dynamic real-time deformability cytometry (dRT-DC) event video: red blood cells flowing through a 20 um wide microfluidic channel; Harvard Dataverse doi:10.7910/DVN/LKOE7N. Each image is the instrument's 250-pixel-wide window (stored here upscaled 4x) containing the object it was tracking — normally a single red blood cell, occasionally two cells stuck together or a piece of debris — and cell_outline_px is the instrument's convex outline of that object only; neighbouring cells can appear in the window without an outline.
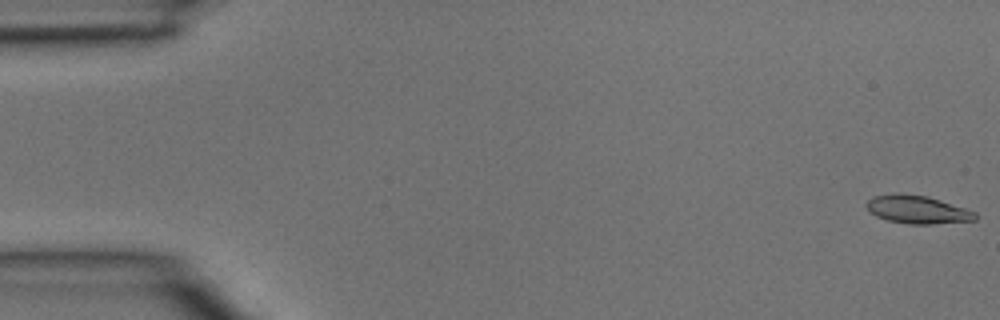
{"species": "common noctule bat (a hibernating species)", "species_latin": "Nyctalus noctula", "temperature_condition": "room temperature", "stored_images_in_passage": 5, "camera_frame_rate_fps": 3000, "um_per_image_px": 0.085, "animal": {"sex": "male", "body_mass_g": 15.6}, "frame": {"image": 1, "passage_image": 1, "time_ms": 0.0, "image_size_px": [1000, 320], "cell_outline_px": [[976, 220], [932, 224], [908, 224], [888, 220], [876, 216], [864, 204], [868, 200], [876, 196], [928, 196], [976, 212]], "centroid_in_image_um": [78.03, 17.86], "position_along_channel_um": 7.0, "area_um2": 16.94}}
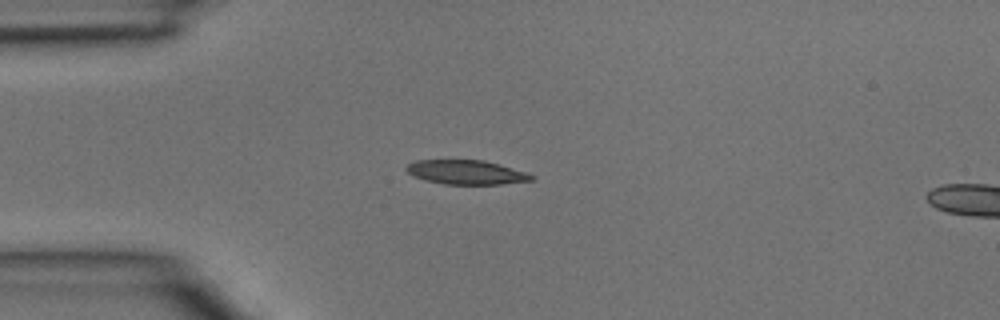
{"frame": {"image": 2, "passage_image": 4, "time_ms": 1.0, "image_size_px": [1000, 320], "cell_outline_px": [[536, 180], [500, 184], [444, 184], [412, 176], [404, 168], [408, 164], [416, 160], [484, 160], [524, 172], [536, 176]], "centroid_in_image_um": [39.63, 14.64], "position_along_channel_um": 45.4, "area_um2": 17.51}}
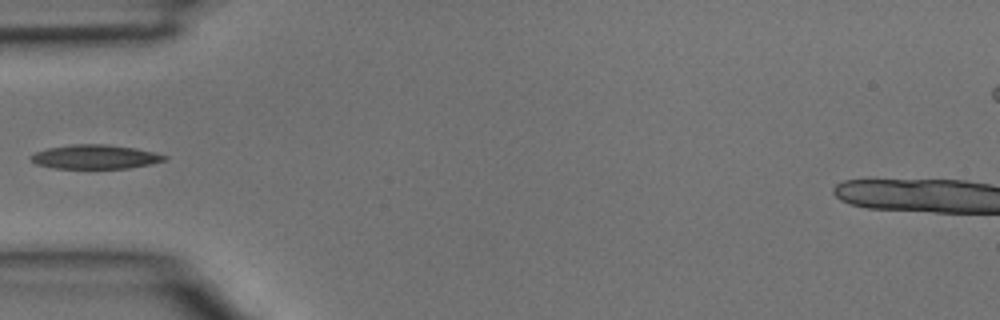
{"frame": {"image": 3, "passage_image": 5, "time_ms": 1.333, "image_size_px": [1000, 320], "cell_outline_px": [[168, 160], [128, 168], [56, 168], [36, 164], [28, 156], [36, 152], [48, 148], [72, 144], [108, 144], [136, 148], [168, 156]], "centroid_in_image_um": [8.09, 13.32], "position_along_channel_um": 76.9, "area_um2": 18.67}}